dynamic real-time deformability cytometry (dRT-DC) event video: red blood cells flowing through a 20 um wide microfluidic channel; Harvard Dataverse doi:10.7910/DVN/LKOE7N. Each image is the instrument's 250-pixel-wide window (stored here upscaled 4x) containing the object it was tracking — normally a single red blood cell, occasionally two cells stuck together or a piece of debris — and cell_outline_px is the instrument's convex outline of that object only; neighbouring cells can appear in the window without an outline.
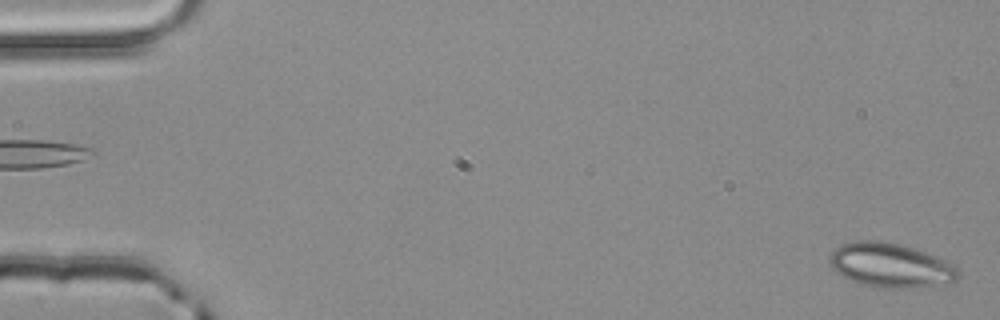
{"species": "common noctule bat (a hibernating species)", "species_latin": "Nyctalus noctula", "temperature_condition": "room temperature", "stored_images_in_passage": 5, "segment_of_instrument_passage": [2, 2], "camera_frame_rate_fps": 3000, "um_per_image_px": 0.085, "animal": {"sex": "male", "body_mass_g": 20.4}, "frame": {"image": 1, "passage_image": 5, "time_ms": 1.333, "image_size_px": [1000, 320], "cell_outline_px": [[960, 276], [956, 280], [948, 284], [908, 288], [880, 288], [864, 284], [840, 276], [832, 268], [828, 260], [828, 256], [840, 244], [852, 240], [880, 240], [900, 244], [936, 256], [944, 260], [956, 268], [960, 272]], "centroid_in_image_um": [75.66, 22.54], "position_along_channel_um": 9.3, "area_um2": 33.41}}